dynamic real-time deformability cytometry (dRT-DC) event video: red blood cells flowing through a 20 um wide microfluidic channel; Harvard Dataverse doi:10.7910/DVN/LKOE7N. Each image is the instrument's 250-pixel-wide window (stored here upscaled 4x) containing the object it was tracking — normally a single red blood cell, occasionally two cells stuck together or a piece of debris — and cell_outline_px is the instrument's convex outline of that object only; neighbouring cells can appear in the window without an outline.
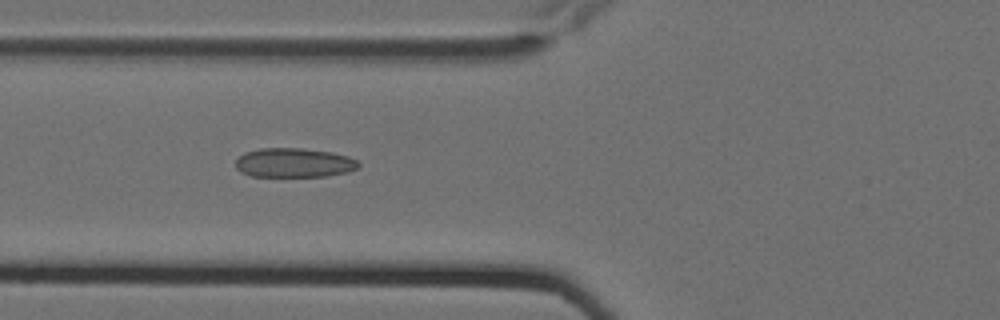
{"species": "Egyptian fruit bat (a non-hibernating species)", "species_latin": "Rousettus aegyptiacus", "temperature_condition": "cold", "stored_images_in_passage": 4, "camera_frame_rate_fps": 3000, "um_per_image_px": 0.085, "animal": {"sex": "female"}, "frame": {"image": 1, "passage_image": 3, "time_ms": 0.667, "image_size_px": [1000, 320], "cell_outline_px": [[360, 164], [356, 168], [348, 172], [328, 176], [252, 176], [240, 172], [236, 168], [236, 160], [244, 152], [260, 148], [300, 148], [332, 152], [348, 156], [356, 160]], "centroid_in_image_um": [24.98, 13.83], "position_along_channel_um": 100.8, "area_um2": 20.98}}
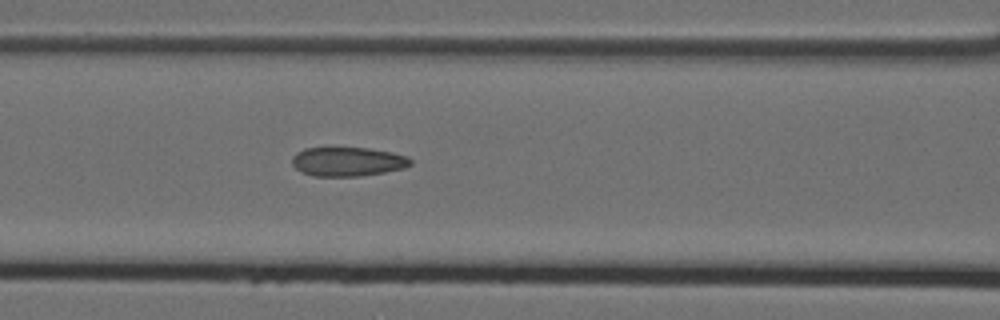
{"frame": {"image": 2, "passage_image": 4, "time_ms": 1.0, "image_size_px": [1000, 320], "cell_outline_px": [[412, 164], [404, 168], [384, 172], [360, 176], [312, 176], [300, 172], [292, 164], [292, 156], [296, 152], [304, 148], [368, 148], [392, 152], [408, 156], [412, 160]], "centroid_in_image_um": [29.55, 13.74], "position_along_channel_um": 137.1, "area_um2": 20.23}}